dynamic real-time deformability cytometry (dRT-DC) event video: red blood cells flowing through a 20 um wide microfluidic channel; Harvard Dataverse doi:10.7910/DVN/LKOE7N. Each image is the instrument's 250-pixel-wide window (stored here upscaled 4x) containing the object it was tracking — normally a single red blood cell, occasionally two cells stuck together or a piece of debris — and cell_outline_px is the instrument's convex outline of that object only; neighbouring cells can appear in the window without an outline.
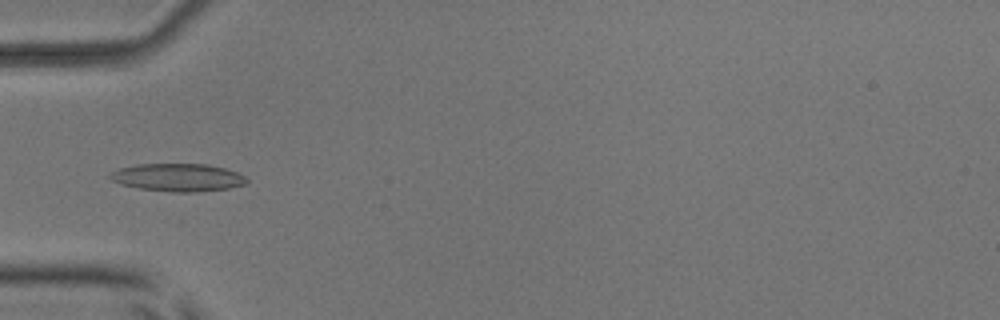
{"species": "common noctule bat (a hibernating species)", "species_latin": "Nyctalus noctula", "temperature_condition": "room temperature", "stored_images_in_passage": 6, "camera_frame_rate_fps": 3000, "um_per_image_px": 0.085, "animal": {"sex": "male", "body_mass_g": 17.9, "forearm_length_mm": 54.2}, "frame": {"image": 1, "passage_image": 5, "time_ms": 1.333, "image_size_px": [1000, 320], "cell_outline_px": [[248, 180], [244, 184], [228, 188], [196, 192], [172, 192], [136, 188], [120, 184], [112, 180], [108, 176], [112, 172], [120, 168], [136, 164], [208, 164], [224, 168], [236, 172], [244, 176]], "centroid_in_image_um": [15.09, 15.08], "position_along_channel_um": 69.9, "area_um2": 22.08}}
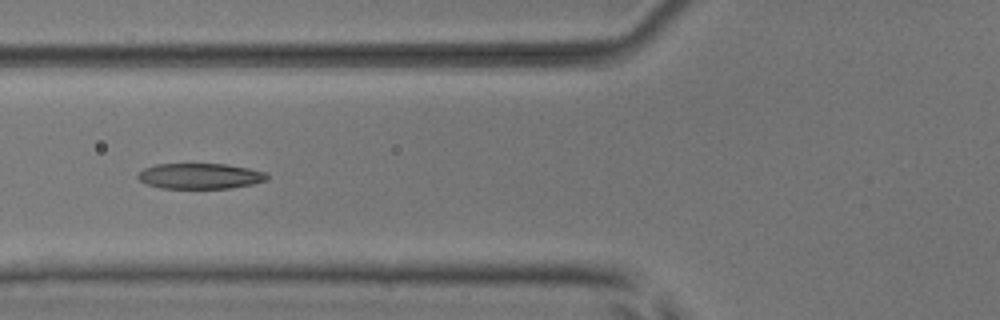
{"frame": {"image": 2, "passage_image": 6, "time_ms": 1.667, "image_size_px": [1000, 320], "cell_outline_px": [[268, 180], [252, 184], [228, 188], [160, 188], [148, 184], [140, 180], [136, 176], [144, 168], [156, 164], [228, 164], [248, 168], [264, 172], [268, 176]], "centroid_in_image_um": [17.0, 14.96], "position_along_channel_um": 108.8, "area_um2": 19.13}}